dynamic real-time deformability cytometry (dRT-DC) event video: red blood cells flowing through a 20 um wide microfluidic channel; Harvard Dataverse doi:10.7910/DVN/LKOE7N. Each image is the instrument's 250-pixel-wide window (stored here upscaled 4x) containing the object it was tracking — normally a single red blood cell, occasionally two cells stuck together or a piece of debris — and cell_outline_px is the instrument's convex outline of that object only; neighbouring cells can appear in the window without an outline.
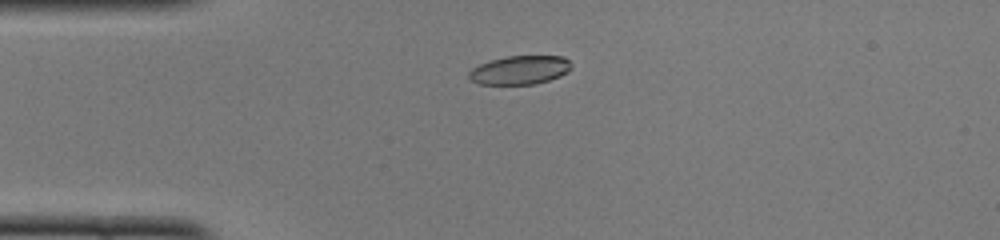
{"species": "common noctule bat (a hibernating species)", "species_latin": "Nyctalus noctula", "temperature_condition": "cold", "stored_images_in_passage": 46, "camera_frame_rate_fps": 3000, "um_per_image_px": 0.085, "animal": {"sex": "female", "body_mass_g": 22.0, "forearm_length_mm": 56.7}, "frame": {"image": 1, "passage_image": 8, "time_ms": 2.333, "image_size_px": [1000, 240], "cell_outline_px": [[572, 64], [568, 72], [560, 76], [536, 84], [480, 84], [468, 80], [468, 72], [472, 68], [480, 64], [492, 60], [508, 56], [564, 56]], "centroid_in_image_um": [44.18, 5.96], "position_along_channel_um": 40.8, "area_um2": 17.17}}
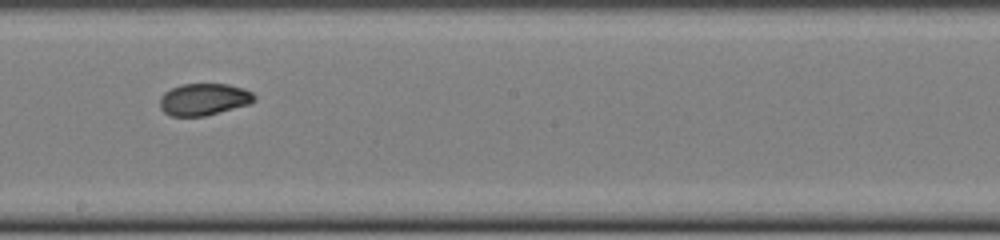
{"frame": {"image": 2, "passage_image": 24, "time_ms": 7.667, "image_size_px": [1000, 240], "cell_outline_px": [[256, 100], [248, 104], [204, 116], [172, 116], [164, 112], [160, 108], [160, 96], [164, 92], [180, 84], [228, 84], [244, 88], [252, 92], [256, 96]], "centroid_in_image_um": [17.32, 8.43], "position_along_channel_um": 230.9, "area_um2": 17.57}}
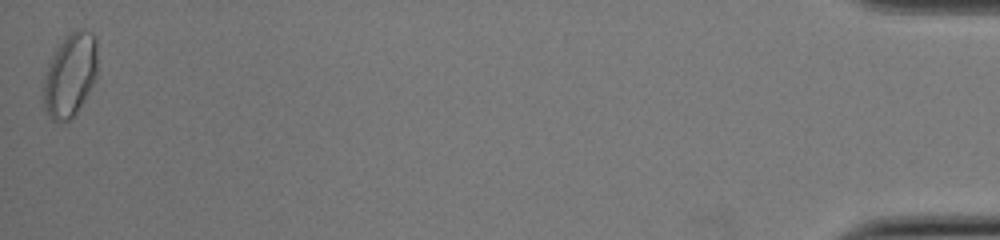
{"frame": {"image": 3, "passage_image": 46, "time_ms": 15.0, "image_size_px": [1000, 240], "cell_outline_px": [[96, 80], [84, 100], [76, 112], [68, 120], [52, 120], [44, 108], [40, 92], [48, 64], [52, 52], [56, 44], [76, 28], [80, 28], [92, 32], [96, 36]], "centroid_in_image_um": [5.92, 6.33], "position_along_channel_um": 429.3, "area_um2": 26.82}, "authors_computed_cell_mechanics": {"area_um2": 17.9758, "velocity_mm_per_s": 3.9875, "shape_relaxation_time_tau1_ms": 8.8929, "shape_relaxation_time_tau2_ms": 1.5732, "deformation_change_tau1": 0.2116, "deformation_change_tau2": 0.0401}}